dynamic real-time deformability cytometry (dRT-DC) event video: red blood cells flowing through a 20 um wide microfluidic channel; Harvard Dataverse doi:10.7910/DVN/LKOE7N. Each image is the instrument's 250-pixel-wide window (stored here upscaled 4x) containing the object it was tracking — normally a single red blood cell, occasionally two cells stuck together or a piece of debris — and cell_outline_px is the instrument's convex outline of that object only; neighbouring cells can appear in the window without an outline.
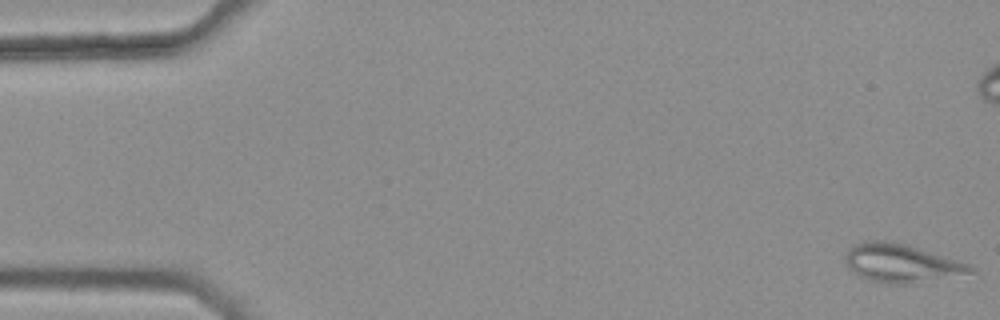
{"species": "common noctule bat (a hibernating species)", "species_latin": "Nyctalus noctula", "temperature_condition": "warm", "stored_images_in_passage": 45, "camera_frame_rate_fps": 3000, "um_per_image_px": 0.085, "animal": {"sex": "female", "body_mass_g": 25.1}, "frame": {"image": 1, "passage_image": 1, "time_ms": 0.0, "image_size_px": [1000, 320], "cell_outline_px": [[976, 272], [908, 284], [892, 284], [872, 280], [860, 276], [848, 268], [844, 260], [844, 256], [848, 248], [864, 240], [896, 240], [972, 264], [976, 268]], "centroid_in_image_um": [76.63, 22.33], "position_along_channel_um": 8.4, "area_um2": 28.44}}
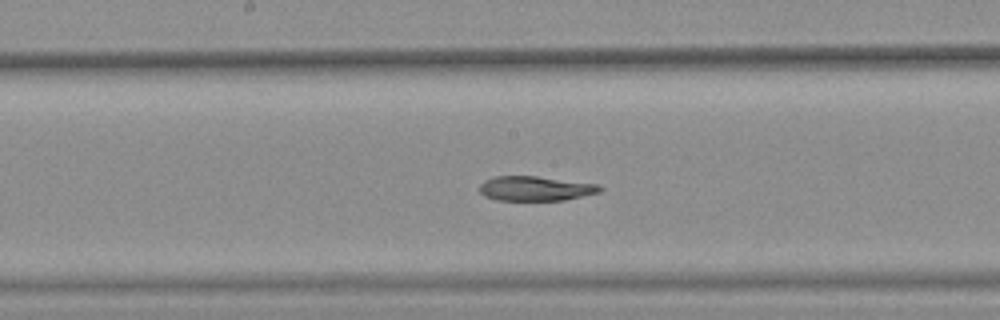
{"frame": {"image": 2, "passage_image": 28, "time_ms": 9.0, "image_size_px": [1000, 320], "cell_outline_px": [[604, 188], [600, 192], [564, 200], [496, 200], [484, 196], [480, 192], [480, 184], [484, 180], [492, 176], [536, 176], [596, 184]], "centroid_in_image_um": [45.47, 16.02], "position_along_channel_um": 202.7, "area_um2": 17.22}}
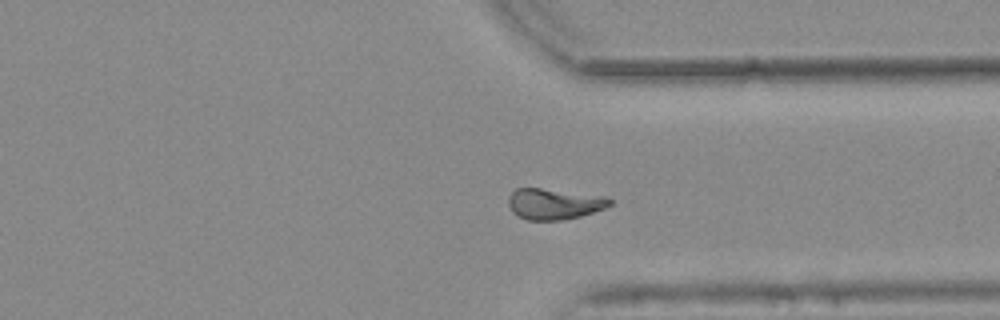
{"frame": {"image": 3, "passage_image": 41, "time_ms": 13.333, "image_size_px": [1000, 320], "cell_outline_px": [[612, 204], [604, 208], [580, 216], [560, 220], [528, 220], [512, 212], [508, 204], [508, 196], [516, 188], [540, 188], [608, 196], [612, 200]], "centroid_in_image_um": [47.11, 17.32], "position_along_channel_um": 364.3, "area_um2": 18.26}}